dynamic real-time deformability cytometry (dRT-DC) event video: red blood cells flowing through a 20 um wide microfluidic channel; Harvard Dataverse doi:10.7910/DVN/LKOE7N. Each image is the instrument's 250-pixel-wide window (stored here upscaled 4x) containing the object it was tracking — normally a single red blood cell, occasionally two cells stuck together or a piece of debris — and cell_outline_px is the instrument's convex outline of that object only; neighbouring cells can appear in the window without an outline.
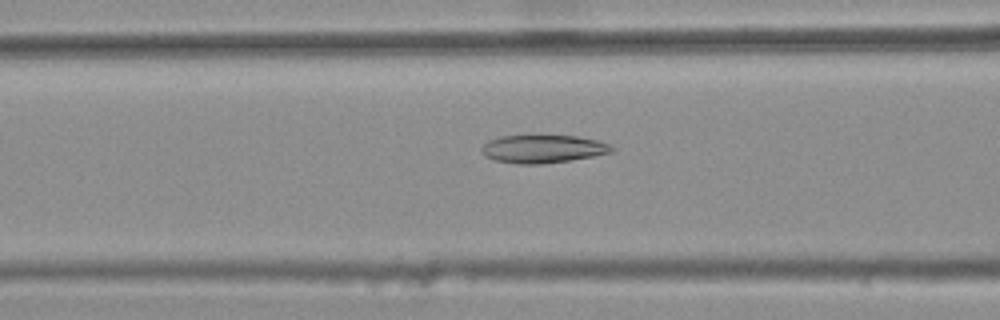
{"species": "common noctule bat (a hibernating species)", "species_latin": "Nyctalus noctula", "temperature_condition": "warm", "stored_images_in_passage": 49, "camera_frame_rate_fps": 3000, "um_per_image_px": 0.085, "animal": {"sex": "female", "body_mass_g": 25.1}, "frame": {"image": 1, "passage_image": 22, "time_ms": 7.0, "image_size_px": [1000, 320], "cell_outline_px": [[616, 148], [612, 152], [592, 156], [544, 164], [516, 164], [496, 160], [484, 156], [480, 152], [480, 148], [488, 140], [500, 136], [576, 136], [596, 140], [608, 144]], "centroid_in_image_um": [46.1, 12.66], "position_along_channel_um": 120.5, "area_um2": 21.15}}
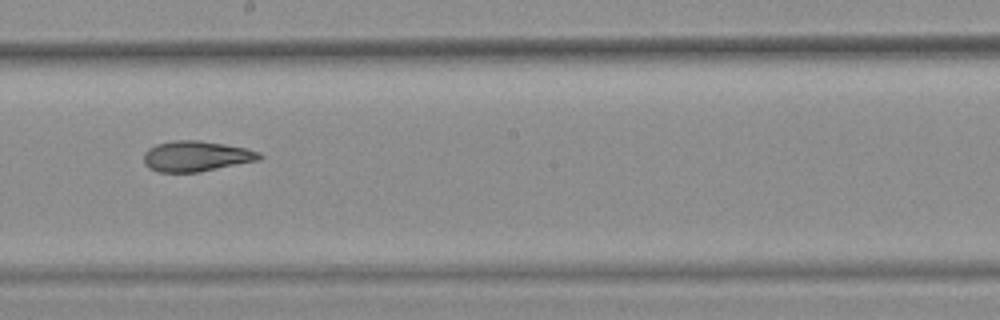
{"frame": {"image": 2, "passage_image": 31, "time_ms": 10.0, "image_size_px": [1000, 320], "cell_outline_px": [[264, 156], [260, 160], [200, 172], [160, 172], [148, 168], [144, 164], [144, 152], [148, 148], [156, 144], [172, 140], [200, 140], [224, 144], [244, 148], [260, 152]], "centroid_in_image_um": [16.67, 13.28], "position_along_channel_um": 231.5, "area_um2": 20.75}}
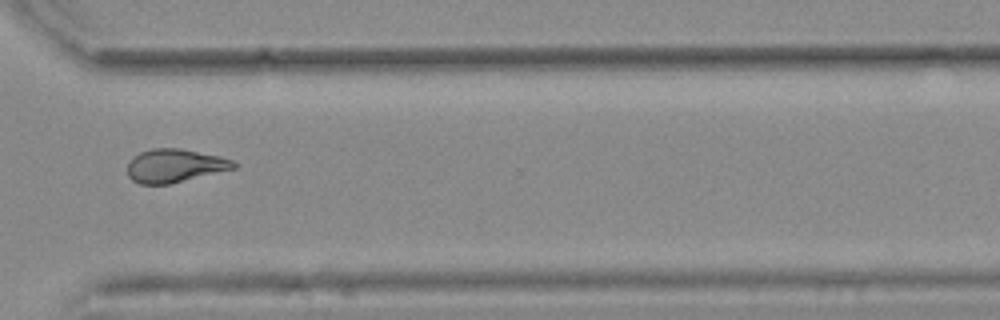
{"frame": {"image": 3, "passage_image": 41, "time_ms": 13.333, "image_size_px": [1000, 320], "cell_outline_px": [[240, 164], [236, 168], [168, 184], [140, 184], [132, 180], [128, 176], [128, 164], [140, 152], [152, 148], [180, 148], [220, 156], [232, 160]], "centroid_in_image_um": [14.89, 14.08], "position_along_channel_um": 355.7, "area_um2": 20.52}, "authors_computed_cell_mechanics": {"area_um2": 21.1548, "velocity_mm_per_s": 3.7082, "shape_relaxation_time_tau1_ms": null, "shape_relaxation_time_tau2_ms": 3.566, "deformation_change_tau1": null, "deformation_change_tau2": 0.1204}}